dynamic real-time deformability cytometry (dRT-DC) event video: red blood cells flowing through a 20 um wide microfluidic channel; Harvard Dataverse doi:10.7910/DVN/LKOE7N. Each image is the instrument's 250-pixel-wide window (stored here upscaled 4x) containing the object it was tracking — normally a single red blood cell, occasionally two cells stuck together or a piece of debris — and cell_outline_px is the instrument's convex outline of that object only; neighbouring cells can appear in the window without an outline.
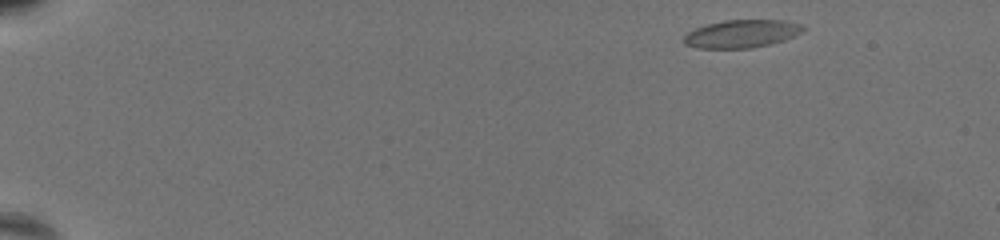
{"species": "common noctule bat (a hibernating species)", "species_latin": "Nyctalus noctula", "temperature_condition": "warm", "stored_images_in_passage": 61, "camera_frame_rate_fps": 3000, "um_per_image_px": 0.085, "animal": {"sex": "female", "body_mass_g": 19.5, "forearm_length_mm": 54.1}, "frame": {"image": 1, "passage_image": 1, "time_ms": 0.0, "image_size_px": [1000, 240], "cell_outline_px": [[808, 28], [784, 40], [752, 48], [700, 48], [684, 44], [684, 36], [688, 32], [696, 28], [708, 24], [724, 20], [784, 20], [804, 24]], "centroid_in_image_um": [63.07, 2.86], "position_along_channel_um": 21.9, "area_um2": 19.31}}
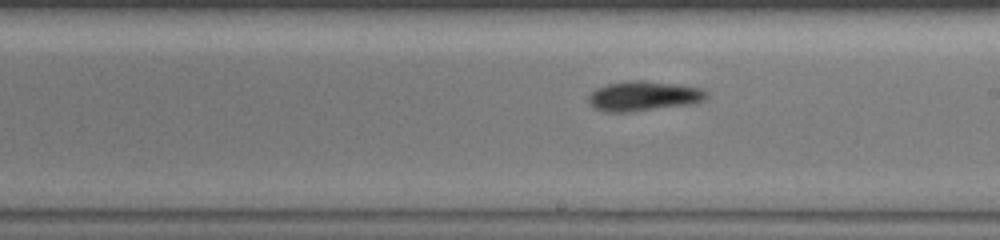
{"frame": {"image": 2, "passage_image": 35, "time_ms": 11.333, "image_size_px": [1000, 240], "cell_outline_px": [[708, 96], [704, 100], [692, 104], [628, 112], [604, 112], [592, 108], [588, 104], [588, 96], [596, 88], [608, 84], [628, 80], [640, 80], [704, 88], [708, 92]], "centroid_in_image_um": [54.68, 8.17], "position_along_channel_um": 234.3, "area_um2": 20.63}}
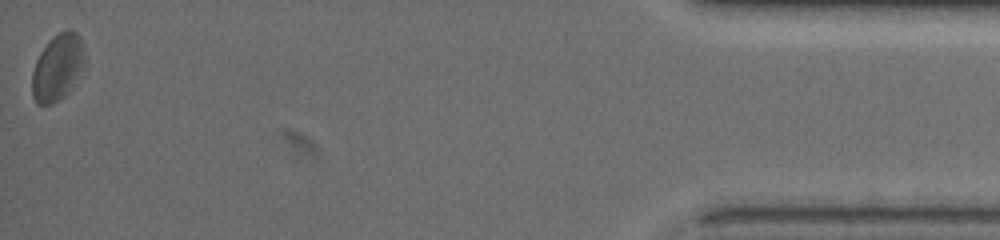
{"frame": {"image": 3, "passage_image": 61, "time_ms": 20.0, "image_size_px": [1000, 240], "cell_outline_px": [[84, 64], [68, 92], [64, 96], [52, 104], [36, 104], [32, 96], [32, 72], [36, 60], [40, 52], [48, 40], [52, 36], [68, 28], [76, 32], [80, 40], [84, 56]], "centroid_in_image_um": [4.85, 5.72], "position_along_channel_um": 430.3, "area_um2": 20.17}, "authors_computed_cell_mechanics": {"area_um2": 19.1896, "velocity_mm_per_s": 3.1476, "shape_relaxation_time_tau1_ms": 2.3572, "shape_relaxation_time_tau2_ms": 7.9102, "deformation_change_tau1": 0.1061, "deformation_change_tau2": 0.1262}}